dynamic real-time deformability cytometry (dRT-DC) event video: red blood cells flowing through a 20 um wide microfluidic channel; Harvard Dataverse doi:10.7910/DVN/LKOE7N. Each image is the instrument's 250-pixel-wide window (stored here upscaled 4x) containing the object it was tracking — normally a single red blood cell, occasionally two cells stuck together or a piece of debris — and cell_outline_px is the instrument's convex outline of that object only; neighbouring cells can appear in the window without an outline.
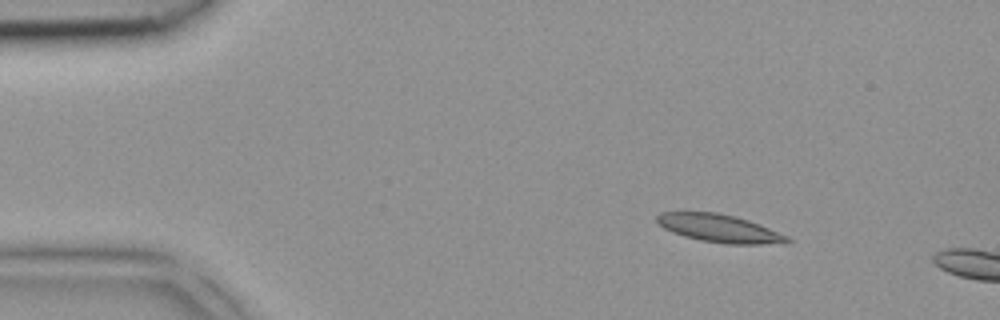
{"species": "common noctule bat (a hibernating species)", "species_latin": "Nyctalus noctula", "temperature_condition": "room temperature", "stored_images_in_passage": 2, "camera_frame_rate_fps": 3000, "um_per_image_px": 0.085, "animal": {"sex": "female", "body_mass_g": 18.4}, "frame": {"image": 1, "passage_image": 1, "time_ms": 0.0, "image_size_px": [1000, 320], "cell_outline_px": [[792, 240], [788, 244], [728, 244], [700, 240], [684, 236], [672, 232], [664, 228], [656, 220], [656, 216], [660, 212], [716, 212], [748, 220], [788, 236]], "centroid_in_image_um": [61.17, 19.42], "position_along_channel_um": 23.8, "area_um2": 21.1}}